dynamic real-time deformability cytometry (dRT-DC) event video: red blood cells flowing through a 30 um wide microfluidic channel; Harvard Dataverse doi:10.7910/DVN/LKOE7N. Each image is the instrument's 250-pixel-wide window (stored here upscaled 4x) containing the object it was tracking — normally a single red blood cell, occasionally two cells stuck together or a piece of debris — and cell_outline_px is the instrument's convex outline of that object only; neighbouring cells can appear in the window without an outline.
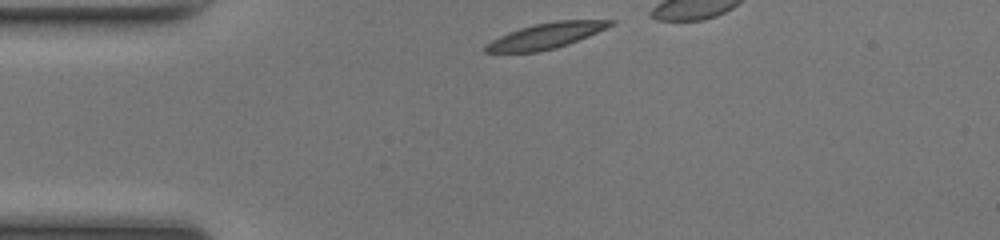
{"species": "common noctule bat (a hibernating species)", "species_latin": "Nyctalus noctula", "temperature_condition": "room temperature", "stored_images_in_passage": 11, "camera_frame_rate_fps": 3000, "um_per_image_px": 0.085, "animal": {"sex": "female", "body_mass_g": 17.0, "forearm_length_mm": 48.0}, "frame": {"image": 1, "passage_image": 1, "time_ms": 0.0, "image_size_px": [1000, 240], "cell_outline_px": [[616, 24], [588, 36], [568, 44], [556, 48], [536, 52], [484, 52], [484, 48], [492, 40], [508, 32], [520, 28], [536, 24], [556, 20], [616, 20]], "centroid_in_image_um": [46.45, 3.03], "position_along_channel_um": 38.5, "area_um2": 18.44}}
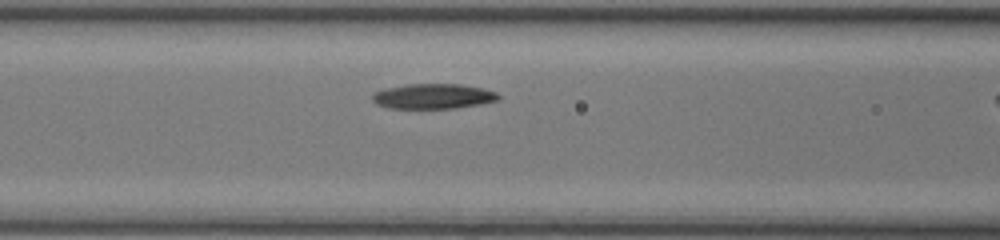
{"frame": {"image": 2, "passage_image": 10, "time_ms": 3.0, "image_size_px": [1000, 240], "cell_outline_px": [[500, 100], [480, 104], [452, 108], [392, 108], [376, 104], [372, 100], [372, 92], [384, 88], [408, 84], [460, 84], [484, 88], [496, 92], [500, 96]], "centroid_in_image_um": [36.82, 8.17], "position_along_channel_um": 129.8, "area_um2": 18.5}}